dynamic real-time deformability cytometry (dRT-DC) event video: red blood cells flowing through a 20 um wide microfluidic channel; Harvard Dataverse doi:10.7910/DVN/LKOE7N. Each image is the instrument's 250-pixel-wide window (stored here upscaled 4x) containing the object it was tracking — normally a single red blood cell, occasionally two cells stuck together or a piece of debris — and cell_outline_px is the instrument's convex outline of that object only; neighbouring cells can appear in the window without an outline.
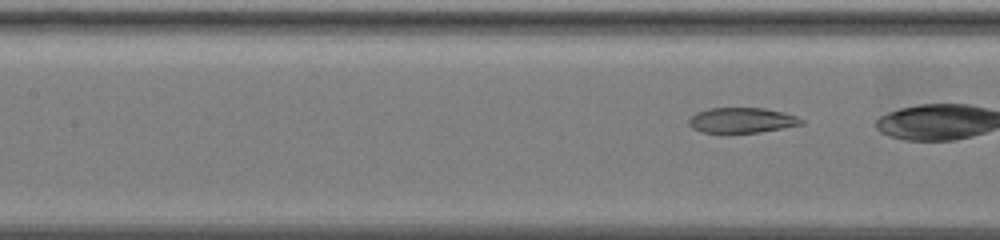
{"species": "common noctule bat (a hibernating species)", "species_latin": "Nyctalus noctula", "temperature_condition": "warm", "stored_images_in_passage": 12, "camera_frame_rate_fps": 3000, "um_per_image_px": 0.085, "animal": {"sex": "female", "body_mass_g": 19.5, "forearm_length_mm": 54.1}, "frame": {"image": 1, "passage_image": 8, "time_ms": 2.333, "image_size_px": [1000, 240], "cell_outline_px": [[804, 124], [784, 128], [760, 132], [700, 132], [692, 128], [688, 124], [688, 120], [696, 112], [708, 108], [764, 108], [784, 112], [796, 116], [804, 120]], "centroid_in_image_um": [63.06, 10.22], "position_along_channel_um": 144.3, "area_um2": 16.59}}